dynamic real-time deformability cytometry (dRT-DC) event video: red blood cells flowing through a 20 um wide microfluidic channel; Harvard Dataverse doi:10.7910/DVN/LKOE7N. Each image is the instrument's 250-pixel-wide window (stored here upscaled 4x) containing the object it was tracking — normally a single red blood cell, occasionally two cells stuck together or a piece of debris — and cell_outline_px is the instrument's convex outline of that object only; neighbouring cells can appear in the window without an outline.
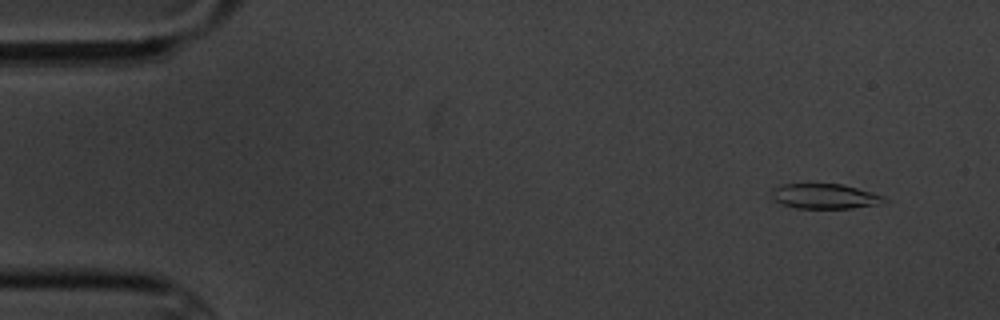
{"species": "common noctule bat (a hibernating species)", "species_latin": "Nyctalus noctula", "temperature_condition": "cold", "stored_images_in_passage": 7, "camera_frame_rate_fps": 3000, "um_per_image_px": 0.085, "animal": {"sex": "male", "body_mass_g": 20.1, "forearm_length_mm": 53.5}, "frame": {"image": 1, "passage_image": 2, "time_ms": 1.333, "image_size_px": [1000, 320], "cell_outline_px": [[888, 200], [880, 204], [852, 208], [796, 208], [780, 204], [772, 196], [772, 188], [780, 184], [840, 184], [872, 192], [884, 196]], "centroid_in_image_um": [70.1, 16.68], "position_along_channel_um": 14.9, "area_um2": 16.36}}
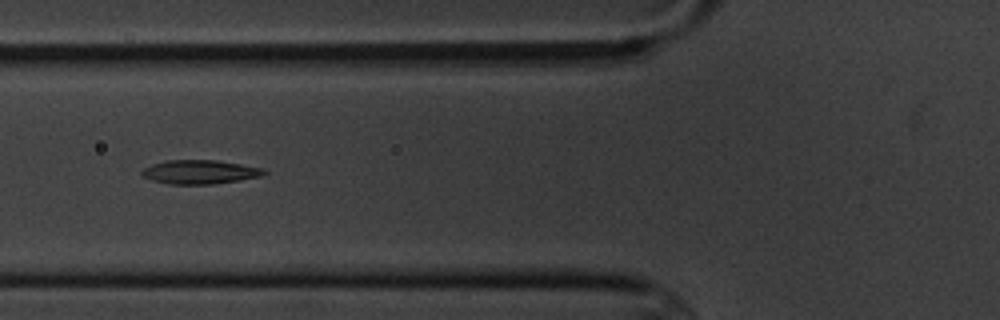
{"frame": {"image": 2, "passage_image": 7, "time_ms": 7.0, "image_size_px": [1000, 320], "cell_outline_px": [[268, 172], [264, 176], [240, 180], [212, 184], [168, 184], [152, 180], [144, 176], [140, 172], [144, 168], [152, 164], [164, 160], [216, 160], [264, 168]], "centroid_in_image_um": [17.02, 14.61], "position_along_channel_um": 108.8, "area_um2": 17.11}}